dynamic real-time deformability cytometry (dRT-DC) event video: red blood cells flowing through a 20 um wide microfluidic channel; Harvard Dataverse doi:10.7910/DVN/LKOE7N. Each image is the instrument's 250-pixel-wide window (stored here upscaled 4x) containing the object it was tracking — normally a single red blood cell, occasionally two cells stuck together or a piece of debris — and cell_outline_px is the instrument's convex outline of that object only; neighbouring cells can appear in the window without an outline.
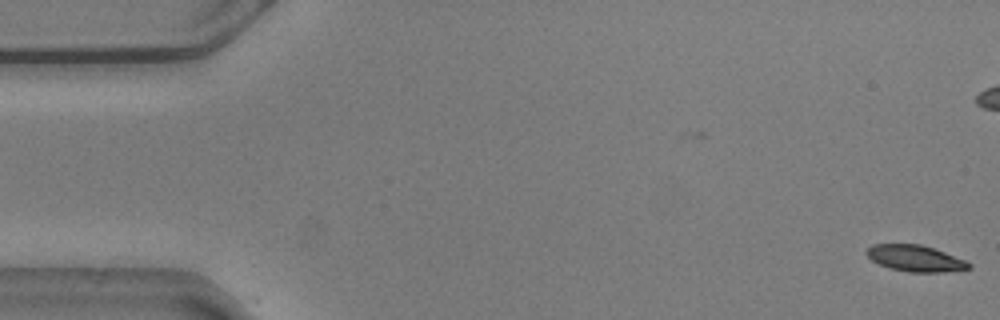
{"species": "common noctule bat (a hibernating species)", "species_latin": "Nyctalus noctula", "temperature_condition": "warm", "stored_images_in_passage": 2, "camera_frame_rate_fps": 3000, "um_per_image_px": 0.085, "animal": {"sex": "male", "body_mass_g": 20.5, "forearm_length_mm": 52.5}, "frame": {"image": 1, "passage_image": 2, "time_ms": 0.333, "image_size_px": [1000, 320], "cell_outline_px": [[972, 268], [944, 272], [908, 272], [888, 268], [872, 260], [864, 252], [872, 244], [920, 244], [944, 252], [964, 260], [972, 264]], "centroid_in_image_um": [77.78, 21.96], "position_along_channel_um": 7.2, "area_um2": 15.61}}